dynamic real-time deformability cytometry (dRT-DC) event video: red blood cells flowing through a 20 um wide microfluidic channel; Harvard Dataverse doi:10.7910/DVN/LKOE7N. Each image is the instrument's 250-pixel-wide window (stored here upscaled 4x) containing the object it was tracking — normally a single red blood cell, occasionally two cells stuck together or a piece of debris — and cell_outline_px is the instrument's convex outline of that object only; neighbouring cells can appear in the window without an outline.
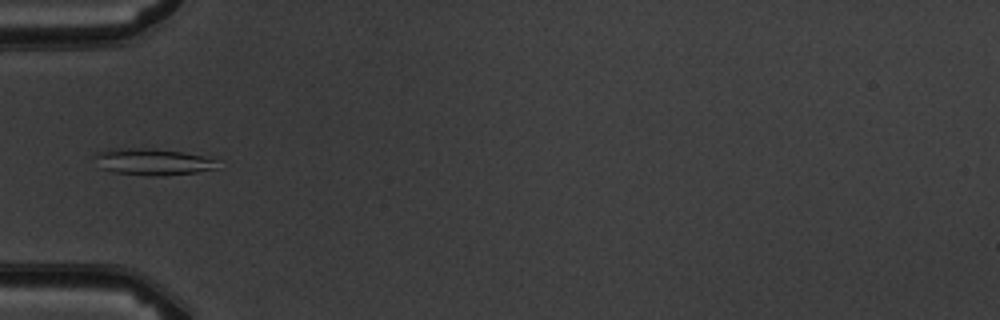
{"species": "common noctule bat (a hibernating species)", "species_latin": "Nyctalus noctula", "temperature_condition": "warm", "stored_images_in_passage": 3, "camera_frame_rate_fps": 3000, "um_per_image_px": 0.085, "animal": {"sex": "male", "body_mass_g": 19.5, "forearm_length_mm": 54.6}, "frame": {"image": 1, "passage_image": 3, "time_ms": 2.333, "image_size_px": [1000, 320], "cell_outline_px": [[216, 168], [196, 172], [164, 176], [144, 176], [116, 172], [100, 168], [92, 156], [96, 152], [108, 148], [156, 148], [184, 152], [216, 160]], "centroid_in_image_um": [12.88, 13.74], "position_along_channel_um": 72.1, "area_um2": 19.25}}